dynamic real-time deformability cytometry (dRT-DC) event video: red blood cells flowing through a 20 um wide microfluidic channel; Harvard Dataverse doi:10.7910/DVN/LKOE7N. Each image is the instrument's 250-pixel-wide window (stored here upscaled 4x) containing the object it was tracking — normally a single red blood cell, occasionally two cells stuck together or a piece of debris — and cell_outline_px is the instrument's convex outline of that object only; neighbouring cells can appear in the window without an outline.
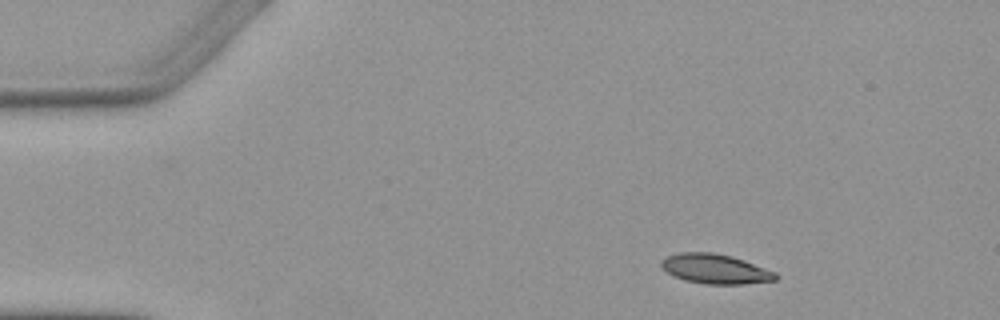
{"species": "Egyptian fruit bat (a non-hibernating species)", "species_latin": "Rousettus aegyptiacus", "temperature_condition": "warm", "stored_images_in_passage": 4, "camera_frame_rate_fps": 3000, "um_per_image_px": 0.085, "animal": {"sex": "female"}, "frame": {"image": 1, "passage_image": 1, "time_ms": 0.0, "image_size_px": [1000, 320], "cell_outline_px": [[776, 280], [744, 284], [704, 284], [684, 280], [660, 268], [660, 260], [668, 256], [680, 252], [712, 252], [732, 256], [744, 260], [776, 272]], "centroid_in_image_um": [60.77, 22.85], "position_along_channel_um": 24.2, "area_um2": 19.77}}
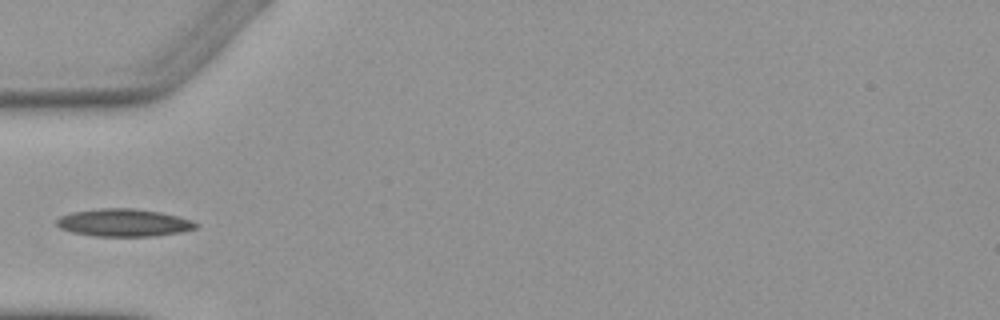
{"frame": {"image": 2, "passage_image": 4, "time_ms": 3.333, "image_size_px": [1000, 320], "cell_outline_px": [[200, 224], [196, 228], [180, 232], [152, 236], [96, 236], [72, 232], [60, 228], [56, 224], [56, 220], [60, 216], [72, 212], [100, 208], [136, 208], [160, 212], [192, 220]], "centroid_in_image_um": [10.52, 18.92], "position_along_channel_um": 74.5, "area_um2": 22.37}}